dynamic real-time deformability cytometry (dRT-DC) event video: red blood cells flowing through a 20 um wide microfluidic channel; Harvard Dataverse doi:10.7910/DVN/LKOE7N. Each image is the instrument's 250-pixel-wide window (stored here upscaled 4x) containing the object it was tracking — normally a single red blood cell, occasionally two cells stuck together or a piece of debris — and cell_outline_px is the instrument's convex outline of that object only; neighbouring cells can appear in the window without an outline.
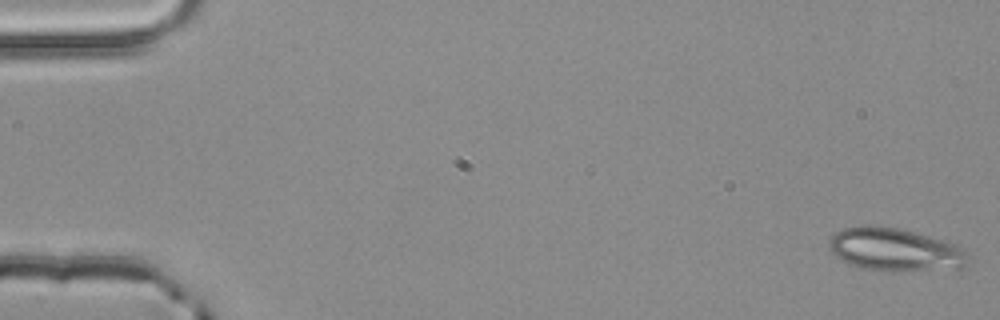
{"species": "common noctule bat (a hibernating species)", "species_latin": "Nyctalus noctula", "temperature_condition": "room temperature", "stored_images_in_passage": 4, "camera_frame_rate_fps": 3000, "um_per_image_px": 0.085, "animal": {"sex": "male", "body_mass_g": 20.4}, "frame": {"image": 1, "passage_image": 1, "time_ms": 0.0, "image_size_px": [1000, 320], "cell_outline_px": [[972, 260], [968, 268], [896, 272], [860, 268], [836, 256], [832, 252], [828, 244], [828, 240], [836, 232], [844, 228], [872, 224], [900, 228], [944, 240], [956, 244]], "centroid_in_image_um": [76.14, 21.23], "position_along_channel_um": 8.9, "area_um2": 35.37}}